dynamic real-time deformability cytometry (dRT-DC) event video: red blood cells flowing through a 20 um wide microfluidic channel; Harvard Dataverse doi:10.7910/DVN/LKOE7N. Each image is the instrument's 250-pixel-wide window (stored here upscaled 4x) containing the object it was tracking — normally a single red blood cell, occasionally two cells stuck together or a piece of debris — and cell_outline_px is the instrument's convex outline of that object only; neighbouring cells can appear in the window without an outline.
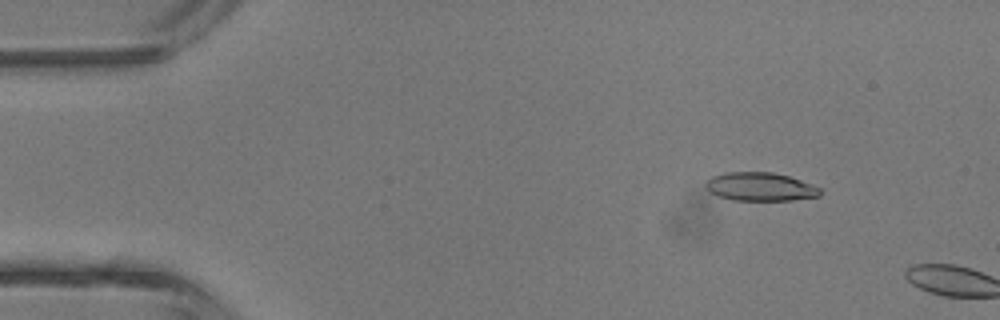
{"species": "common noctule bat (a hibernating species)", "species_latin": "Nyctalus noctula", "temperature_condition": "room temperature", "stored_images_in_passage": 3, "camera_frame_rate_fps": 3000, "um_per_image_px": 0.085, "animal": {"sex": "male", "body_mass_g": 13.3}, "frame": {"image": 1, "passage_image": 2, "time_ms": 1.333, "image_size_px": [1000, 320], "cell_outline_px": [[820, 196], [792, 200], [732, 200], [708, 192], [704, 188], [704, 184], [712, 176], [724, 172], [772, 172], [788, 176], [812, 184], [820, 188]], "centroid_in_image_um": [64.58, 15.87], "position_along_channel_um": 20.4, "area_um2": 19.02}}